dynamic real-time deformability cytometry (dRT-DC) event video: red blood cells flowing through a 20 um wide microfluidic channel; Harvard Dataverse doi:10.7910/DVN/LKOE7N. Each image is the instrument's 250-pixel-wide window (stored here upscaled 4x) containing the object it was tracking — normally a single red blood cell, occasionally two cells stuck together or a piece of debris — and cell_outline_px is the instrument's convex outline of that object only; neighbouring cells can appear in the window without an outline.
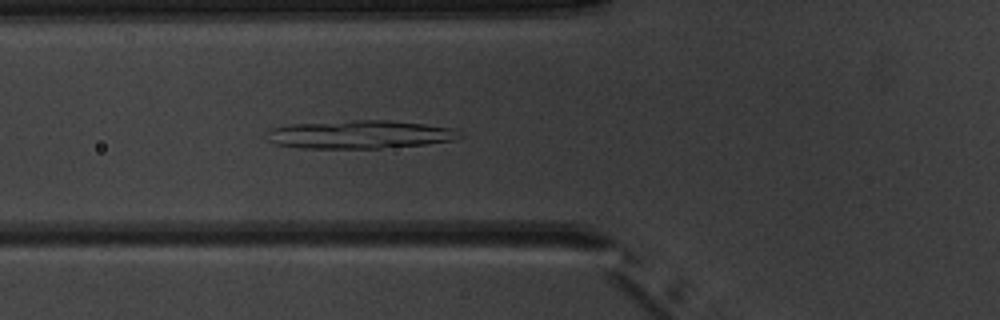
{"species": "common noctule bat (a hibernating species)", "species_latin": "Nyctalus noctula", "temperature_condition": "warm", "stored_images_in_passage": 6, "camera_frame_rate_fps": 3000, "um_per_image_px": 0.085, "animal": {"sex": "male", "body_mass_g": 20.1, "forearm_length_mm": 53.5}, "frame": {"image": 1, "passage_image": 5, "time_ms": 4.667, "image_size_px": [1000, 320], "cell_outline_px": [[464, 136], [452, 140], [428, 144], [380, 148], [300, 148], [276, 144], [268, 140], [264, 132], [272, 128], [292, 124], [356, 120], [388, 120], [424, 124], [452, 128], [460, 132]], "centroid_in_image_um": [30.57, 11.43], "position_along_channel_um": 95.2, "area_um2": 31.73}}